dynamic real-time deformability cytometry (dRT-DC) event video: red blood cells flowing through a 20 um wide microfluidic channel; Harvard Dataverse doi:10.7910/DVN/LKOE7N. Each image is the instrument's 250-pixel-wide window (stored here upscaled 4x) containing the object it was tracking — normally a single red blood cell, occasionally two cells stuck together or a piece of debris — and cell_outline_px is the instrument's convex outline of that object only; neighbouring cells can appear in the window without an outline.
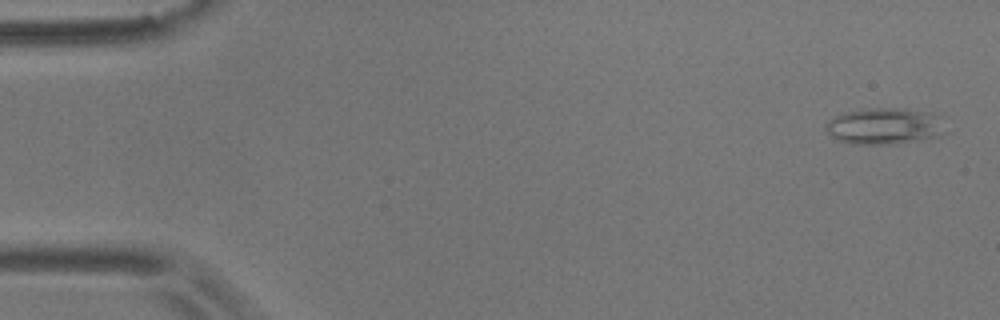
{"species": "common noctule bat (a hibernating species)", "species_latin": "Nyctalus noctula", "temperature_condition": "room temperature", "stored_images_in_passage": 55, "camera_frame_rate_fps": 3000, "um_per_image_px": 0.085, "animal": {"sex": "male", "body_mass_g": 17.9}, "frame": {"image": 1, "passage_image": 2, "time_ms": 0.333, "image_size_px": [1000, 320], "cell_outline_px": [[948, 132], [940, 136], [892, 144], [852, 144], [836, 140], [824, 128], [824, 124], [832, 116], [844, 112], [860, 108], [904, 108], [932, 112], [936, 116]], "centroid_in_image_um": [75.13, 10.71], "position_along_channel_um": 9.9, "area_um2": 25.78}}
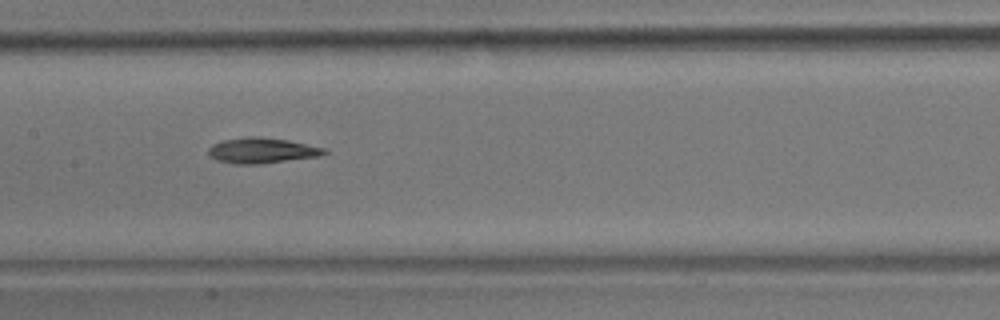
{"frame": {"image": 2, "passage_image": 27, "time_ms": 8.667, "image_size_px": [1000, 320], "cell_outline_px": [[328, 152], [320, 156], [260, 164], [236, 164], [216, 160], [208, 152], [208, 148], [212, 144], [224, 140], [248, 136], [256, 136], [288, 140], [324, 148]], "centroid_in_image_um": [22.25, 12.79], "position_along_channel_um": 185.1, "area_um2": 17.11}}
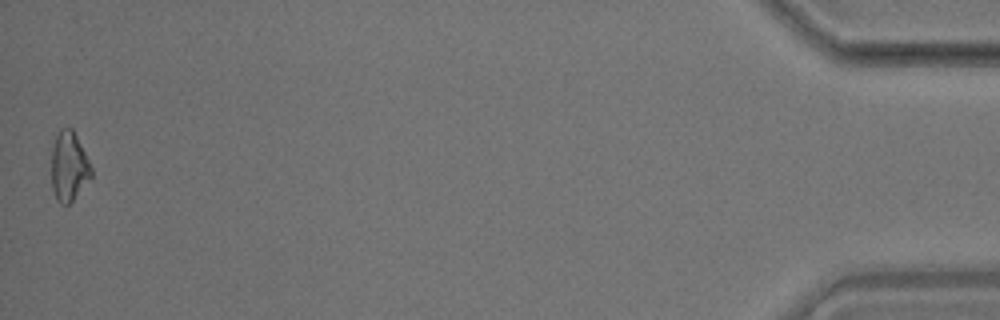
{"frame": {"image": 3, "passage_image": 55, "time_ms": 18.0, "image_size_px": [1000, 320], "cell_outline_px": [[92, 176], [72, 200], [68, 204], [60, 204], [56, 200], [52, 188], [52, 148], [56, 136], [60, 128], [72, 128], [92, 168]], "centroid_in_image_um": [5.84, 14.15], "position_along_channel_um": 429.4, "area_um2": 15.84}, "authors_computed_cell_mechanics": {"area_um2": 16.762, "velocity_mm_per_s": 3.6094, "shape_relaxation_time_tau1_ms": 11.0286, "shape_relaxation_time_tau2_ms": null, "deformation_change_tau1": 0.2007, "deformation_change_tau2": null}}